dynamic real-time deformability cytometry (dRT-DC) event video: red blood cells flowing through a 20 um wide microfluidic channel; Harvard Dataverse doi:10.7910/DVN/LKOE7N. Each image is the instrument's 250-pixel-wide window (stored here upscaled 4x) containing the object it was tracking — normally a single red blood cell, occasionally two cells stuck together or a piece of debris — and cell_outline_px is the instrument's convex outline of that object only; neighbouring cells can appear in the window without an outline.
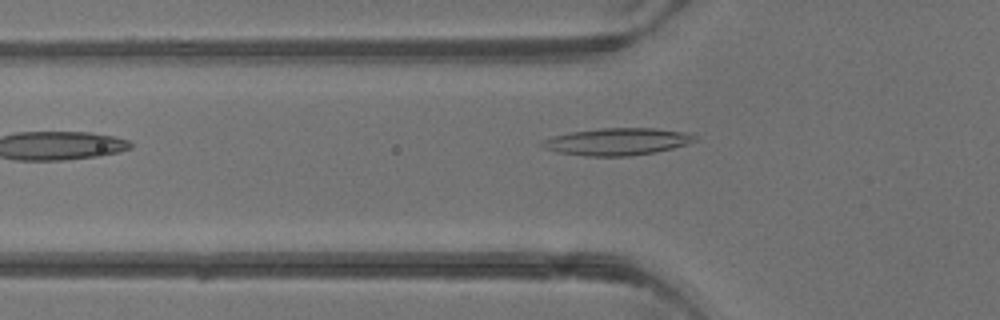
{"species": "common noctule bat (a hibernating species)", "species_latin": "Nyctalus noctula", "temperature_condition": "warm", "stored_images_in_passage": 4, "camera_frame_rate_fps": 3000, "um_per_image_px": 0.085, "animal": {"sex": "male", "body_mass_g": 13.3}, "frame": {"image": 1, "passage_image": 4, "time_ms": 3.667, "image_size_px": [1000, 320], "cell_outline_px": [[696, 140], [688, 144], [656, 152], [628, 156], [584, 156], [556, 152], [544, 148], [540, 144], [540, 140], [552, 136], [572, 132], [600, 128], [656, 128], [692, 132], [696, 136]], "centroid_in_image_um": [52.48, 12.03], "position_along_channel_um": 73.3, "area_um2": 24.45}}